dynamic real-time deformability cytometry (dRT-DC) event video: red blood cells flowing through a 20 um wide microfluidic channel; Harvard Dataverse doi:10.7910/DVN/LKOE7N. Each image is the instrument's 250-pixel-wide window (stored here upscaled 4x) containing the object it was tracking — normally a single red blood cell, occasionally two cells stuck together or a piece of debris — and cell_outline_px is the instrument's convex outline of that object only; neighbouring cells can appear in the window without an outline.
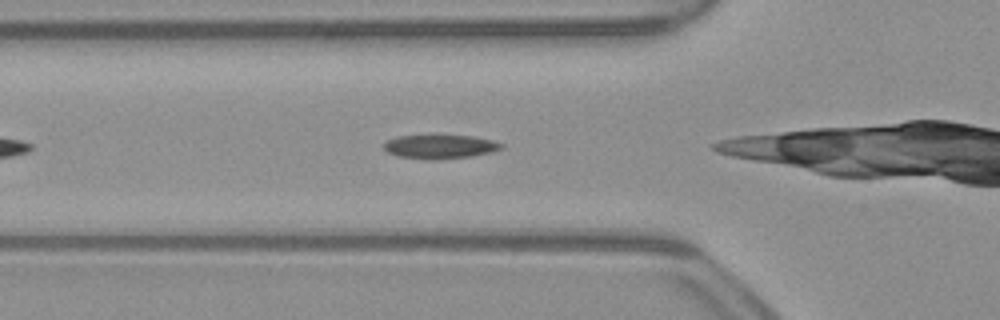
{"species": "common noctule bat (a hibernating species)", "species_latin": "Nyctalus noctula", "temperature_condition": "warm", "stored_images_in_passage": 30, "camera_frame_rate_fps": 3000, "um_per_image_px": 0.085, "animal": {"sex": "male", "body_mass_g": 23.1, "forearm_length_mm": 52.7}, "frame": {"image": 1, "passage_image": 2, "time_ms": 0.333, "image_size_px": [1000, 320], "cell_outline_px": [[504, 148], [492, 152], [472, 156], [436, 160], [428, 160], [396, 156], [388, 152], [384, 148], [384, 144], [388, 140], [396, 136], [428, 132], [432, 132], [472, 136], [492, 140], [504, 144]], "centroid_in_image_um": [37.38, 12.41], "position_along_channel_um": 88.4, "area_um2": 17.51}}
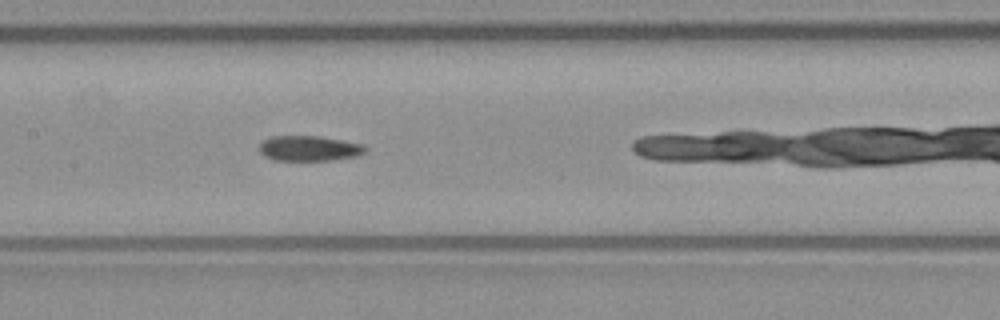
{"frame": {"image": 2, "passage_image": 9, "time_ms": 2.667, "image_size_px": [1000, 320], "cell_outline_px": [[368, 152], [356, 156], [332, 160], [276, 160], [264, 156], [260, 152], [260, 144], [264, 140], [272, 136], [320, 136], [364, 144], [368, 148]], "centroid_in_image_um": [26.33, 12.61], "position_along_channel_um": 181.1, "area_um2": 15.66}}
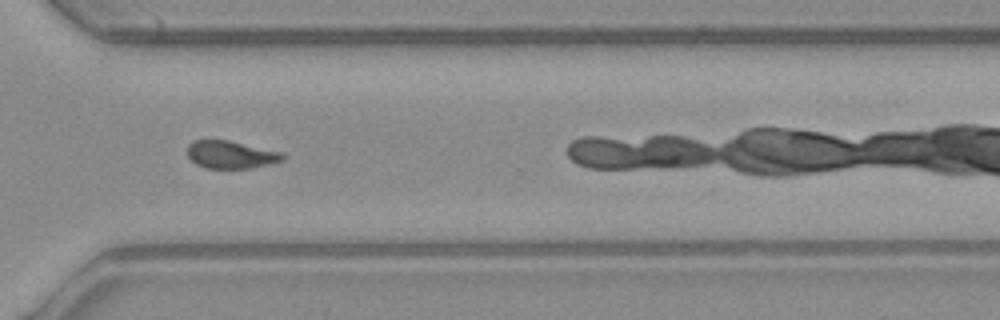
{"frame": {"image": 3, "passage_image": 22, "time_ms": 7.0, "image_size_px": [1000, 320], "cell_outline_px": [[284, 160], [252, 168], [204, 168], [196, 164], [188, 156], [188, 144], [192, 140], [228, 140], [280, 152], [284, 156]], "centroid_in_image_um": [19.58, 13.14], "position_along_channel_um": 351.0, "area_um2": 15.2}}